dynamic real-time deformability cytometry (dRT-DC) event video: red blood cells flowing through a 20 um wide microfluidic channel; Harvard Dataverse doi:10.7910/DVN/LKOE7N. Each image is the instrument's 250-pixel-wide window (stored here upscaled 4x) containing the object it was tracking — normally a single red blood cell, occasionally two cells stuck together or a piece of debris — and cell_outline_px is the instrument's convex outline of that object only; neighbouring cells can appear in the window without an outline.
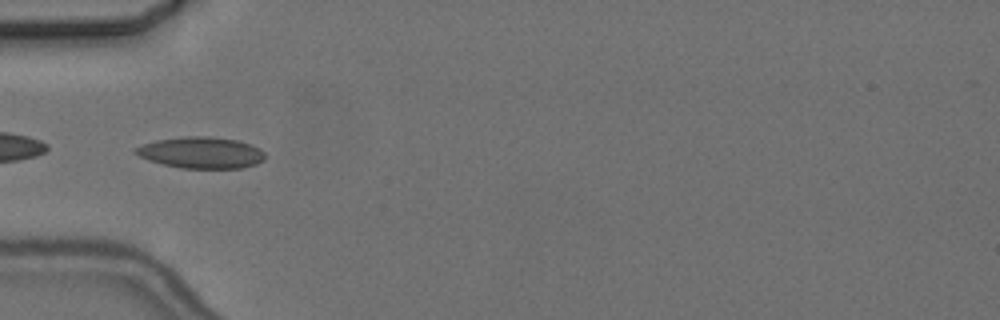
{"species": "common noctule bat (a hibernating species)", "species_latin": "Nyctalus noctula", "temperature_condition": "cold", "stored_images_in_passage": 8, "camera_frame_rate_fps": 3000, "um_per_image_px": 0.085, "animal": {"sex": "female", "body_mass_g": 24.6, "forearm_length_mm": 56.2}, "frame": {"image": 1, "passage_image": 4, "time_ms": 4.333, "image_size_px": [1000, 320], "cell_outline_px": [[264, 160], [256, 164], [240, 168], [180, 168], [148, 160], [132, 152], [132, 148], [156, 140], [184, 136], [208, 136], [236, 140], [252, 144], [260, 148], [264, 152]], "centroid_in_image_um": [17.09, 12.97], "position_along_channel_um": 67.9, "area_um2": 23.76}}
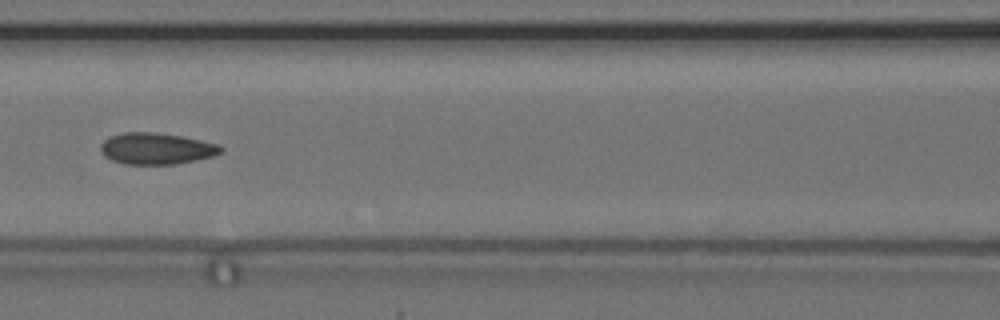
{"frame": {"image": 2, "passage_image": 6, "time_ms": 6.667, "image_size_px": [1000, 320], "cell_outline_px": [[224, 148], [220, 152], [212, 156], [176, 164], [124, 164], [112, 160], [104, 156], [100, 148], [100, 144], [108, 136], [124, 132], [156, 132], [180, 136], [220, 144]], "centroid_in_image_um": [13.26, 12.62], "position_along_channel_um": 153.3, "area_um2": 22.02}}
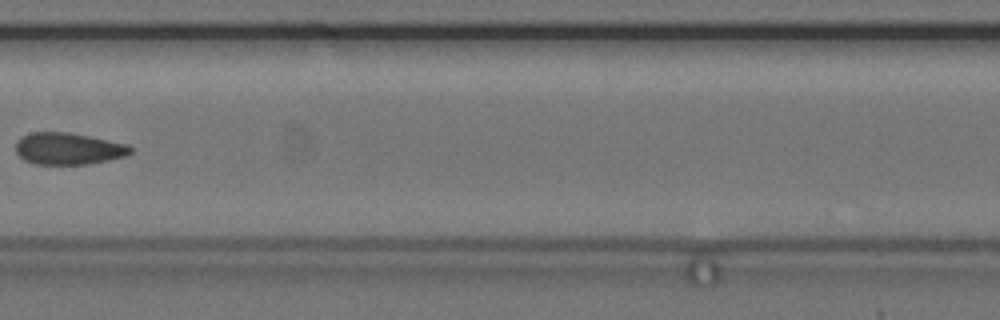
{"frame": {"image": 3, "passage_image": 7, "time_ms": 8.0, "image_size_px": [1000, 320], "cell_outline_px": [[132, 152], [124, 156], [108, 160], [88, 164], [36, 164], [24, 160], [16, 152], [16, 140], [32, 132], [68, 132], [128, 144], [132, 148]], "centroid_in_image_um": [5.8, 12.63], "position_along_channel_um": 201.6, "area_um2": 21.15}}